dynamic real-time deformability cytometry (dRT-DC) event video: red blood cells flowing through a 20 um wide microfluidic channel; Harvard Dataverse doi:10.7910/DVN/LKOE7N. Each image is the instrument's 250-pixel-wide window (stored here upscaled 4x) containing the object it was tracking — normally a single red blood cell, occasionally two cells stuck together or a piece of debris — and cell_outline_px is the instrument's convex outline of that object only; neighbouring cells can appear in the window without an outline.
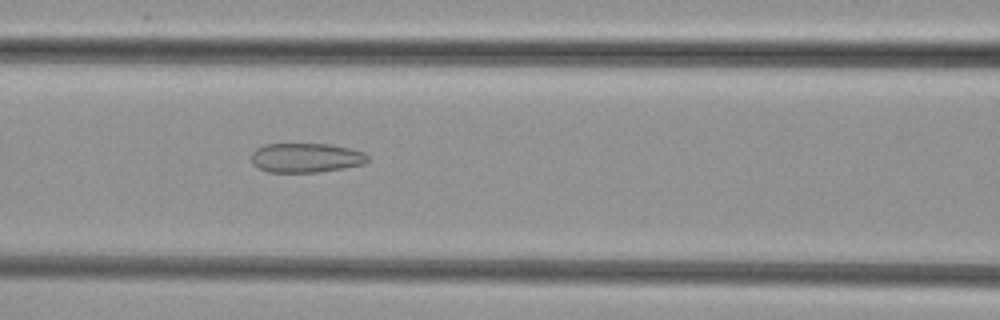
{"species": "common noctule bat (a hibernating species)", "species_latin": "Nyctalus noctula", "temperature_condition": "cold", "stored_images_in_passage": 42, "camera_frame_rate_fps": 3000, "um_per_image_px": 0.085, "animal": {"sex": "female", "body_mass_g": 29.2, "forearm_length_mm": 56.3}, "frame": {"image": 1, "passage_image": 14, "time_ms": 4.333, "image_size_px": [1000, 320], "cell_outline_px": [[368, 160], [364, 164], [344, 168], [316, 172], [268, 172], [252, 164], [252, 152], [256, 148], [264, 144], [332, 144], [352, 148], [364, 152], [368, 156]], "centroid_in_image_um": [26.02, 13.4], "position_along_channel_um": 140.6, "area_um2": 20.06}}
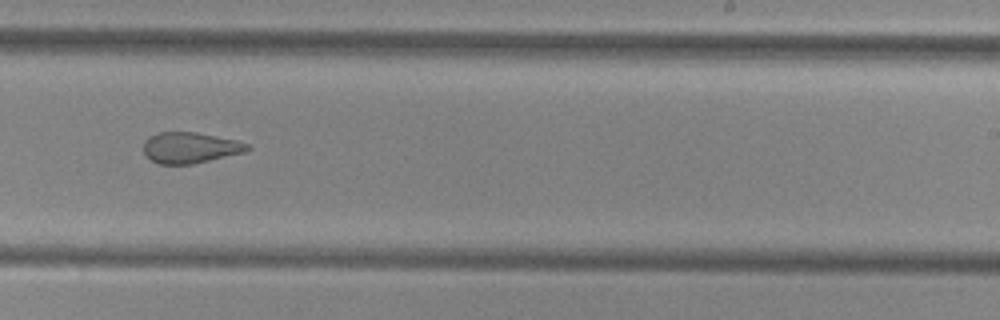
{"frame": {"image": 2, "passage_image": 24, "time_ms": 7.667, "image_size_px": [1000, 320], "cell_outline_px": [[252, 148], [244, 152], [192, 164], [160, 164], [152, 160], [144, 152], [144, 140], [148, 136], [160, 132], [196, 132], [236, 140], [252, 144]], "centroid_in_image_um": [16.18, 12.54], "position_along_channel_um": 272.8, "area_um2": 18.67}}
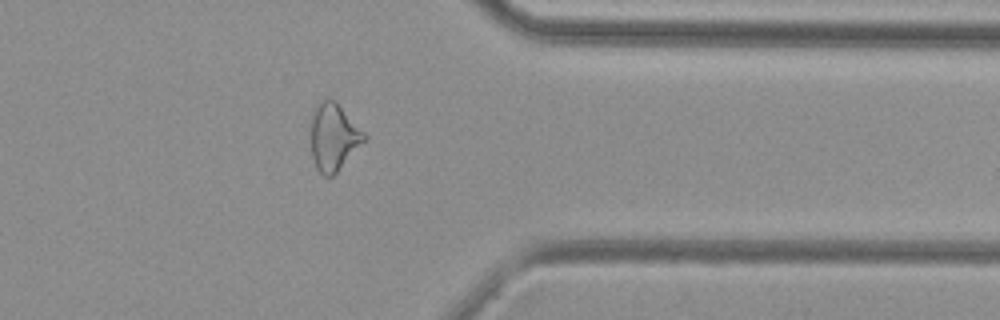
{"frame": {"image": 3, "passage_image": 33, "time_ms": 10.667, "image_size_px": [1000, 320], "cell_outline_px": [[368, 140], [332, 176], [324, 176], [316, 168], [312, 156], [312, 108], [320, 100], [336, 100], [368, 136]], "centroid_in_image_um": [28.39, 11.63], "position_along_channel_um": 383.0, "area_um2": 21.04}}